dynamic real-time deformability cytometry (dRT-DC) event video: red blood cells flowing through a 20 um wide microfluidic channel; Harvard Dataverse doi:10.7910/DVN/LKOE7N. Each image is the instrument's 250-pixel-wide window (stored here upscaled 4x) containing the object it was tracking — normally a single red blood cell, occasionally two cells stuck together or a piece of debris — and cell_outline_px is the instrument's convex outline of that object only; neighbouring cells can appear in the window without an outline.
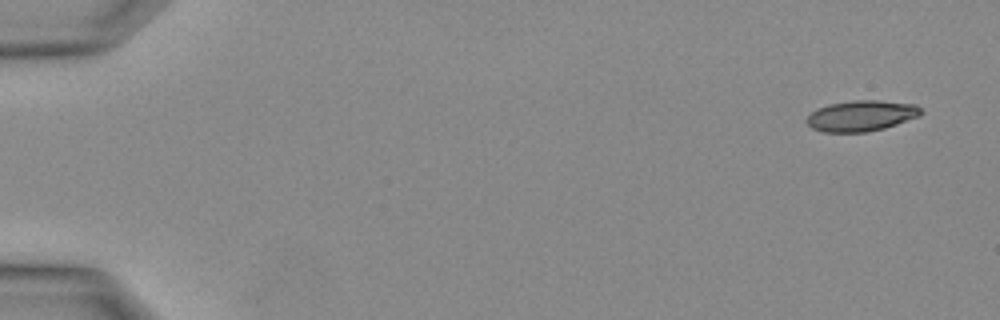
{"species": "Egyptian fruit bat (a non-hibernating species)", "species_latin": "Rousettus aegyptiacus", "temperature_condition": "warm", "stored_images_in_passage": 7, "segment_of_instrument_passage": [1, 2], "camera_frame_rate_fps": 3000, "um_per_image_px": 0.085, "animal": {"sex": "female"}, "frame": {"image": 1, "passage_image": 1, "time_ms": 0.0, "image_size_px": [1000, 320], "cell_outline_px": [[924, 112], [920, 116], [884, 128], [868, 132], [824, 132], [812, 128], [804, 120], [816, 108], [828, 104], [852, 100], [880, 100], [916, 104]], "centroid_in_image_um": [73.21, 9.83], "position_along_channel_um": 11.8, "area_um2": 20.69}}